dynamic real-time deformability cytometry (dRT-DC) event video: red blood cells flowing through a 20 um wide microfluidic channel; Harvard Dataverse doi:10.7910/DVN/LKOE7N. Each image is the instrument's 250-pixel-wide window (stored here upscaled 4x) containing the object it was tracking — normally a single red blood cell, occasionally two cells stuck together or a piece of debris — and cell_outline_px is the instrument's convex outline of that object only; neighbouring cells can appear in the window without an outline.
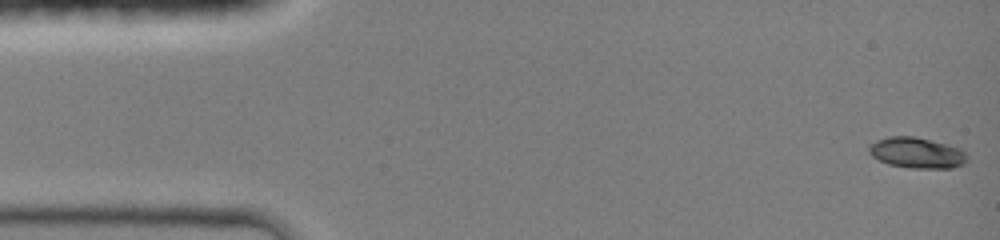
{"species": "common noctule bat (a hibernating species)", "species_latin": "Nyctalus noctula", "temperature_condition": "room temperature", "stored_images_in_passage": 45, "camera_frame_rate_fps": 3000, "um_per_image_px": 0.085, "animal": {"sex": "female", "body_mass_g": 19.0, "forearm_length_mm": 51.5}, "frame": {"image": 1, "passage_image": 1, "time_ms": 0.0, "image_size_px": [1000, 240], "cell_outline_px": [[968, 160], [964, 164], [952, 168], [908, 168], [888, 164], [872, 156], [868, 152], [868, 148], [876, 140], [888, 136], [912, 136], [960, 148], [968, 156]], "centroid_in_image_um": [77.92, 13.0], "position_along_channel_um": 7.1, "area_um2": 17.51}}
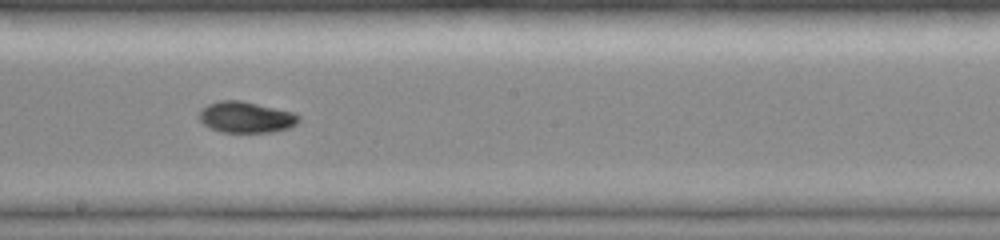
{"frame": {"image": 2, "passage_image": 25, "time_ms": 8.0, "image_size_px": [1000, 240], "cell_outline_px": [[300, 120], [296, 124], [288, 128], [272, 132], [224, 132], [208, 128], [200, 120], [200, 108], [208, 104], [220, 100], [240, 100], [292, 112], [300, 116]], "centroid_in_image_um": [20.89, 9.96], "position_along_channel_um": 227.3, "area_um2": 17.98}}
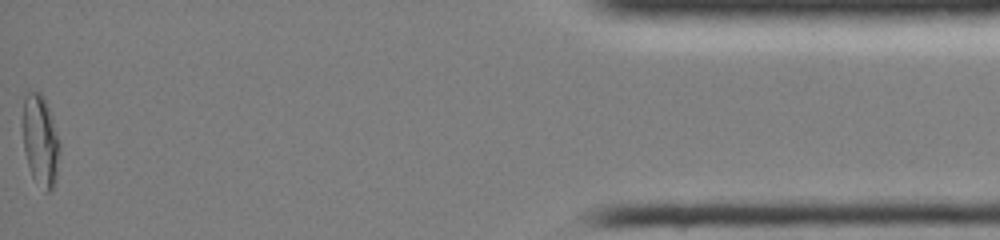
{"frame": {"image": 3, "passage_image": 45, "time_ms": 14.667, "image_size_px": [1000, 240], "cell_outline_px": [[60, 152], [56, 180], [52, 188], [48, 192], [44, 192], [32, 176], [24, 152], [24, 96], [28, 92], [40, 92], [44, 96], [60, 144]], "centroid_in_image_um": [3.45, 12.0], "position_along_channel_um": 431.7, "area_um2": 19.31}, "authors_computed_cell_mechanics": {"area_um2": 17.5712, "velocity_mm_per_s": 4.2804, "shape_relaxation_time_tau1_ms": 2.8854, "shape_relaxation_time_tau2_ms": 4.775, "deformation_change_tau1": 0.1558, "deformation_change_tau2": 0.0573}}